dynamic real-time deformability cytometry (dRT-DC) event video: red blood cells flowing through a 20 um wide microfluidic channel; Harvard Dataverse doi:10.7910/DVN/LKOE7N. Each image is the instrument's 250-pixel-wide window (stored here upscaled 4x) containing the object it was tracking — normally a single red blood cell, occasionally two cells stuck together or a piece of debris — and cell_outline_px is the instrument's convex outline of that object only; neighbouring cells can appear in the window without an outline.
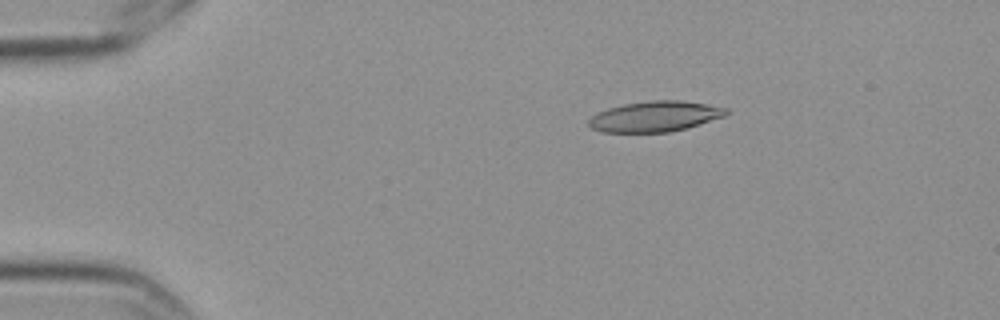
{"species": "Egyptian fruit bat (a non-hibernating species)", "species_latin": "Rousettus aegyptiacus", "temperature_condition": "cold", "stored_images_in_passage": 5, "camera_frame_rate_fps": 3000, "um_per_image_px": 0.085, "frame": {"image": 1, "passage_image": 3, "time_ms": 0.667, "image_size_px": [1000, 320], "cell_outline_px": [[728, 112], [724, 116], [684, 128], [668, 132], [600, 132], [592, 128], [588, 124], [588, 120], [592, 116], [608, 108], [624, 104], [652, 100], [680, 100], [708, 104], [728, 108]], "centroid_in_image_um": [55.66, 9.89], "position_along_channel_um": 29.3, "area_um2": 24.16}}